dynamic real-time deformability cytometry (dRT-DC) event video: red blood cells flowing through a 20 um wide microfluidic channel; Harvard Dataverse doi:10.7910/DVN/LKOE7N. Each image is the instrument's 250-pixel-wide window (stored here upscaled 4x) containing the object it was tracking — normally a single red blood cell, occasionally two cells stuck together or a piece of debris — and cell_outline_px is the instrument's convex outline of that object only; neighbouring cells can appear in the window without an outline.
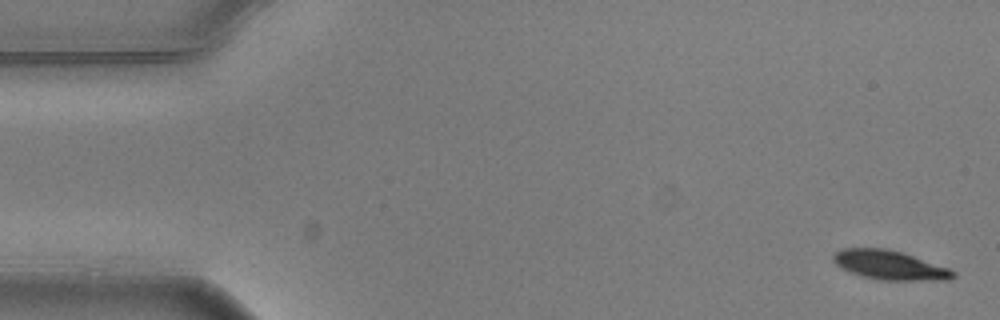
{"species": "common noctule bat (a hibernating species)", "species_latin": "Nyctalus noctula", "temperature_condition": "warm", "stored_images_in_passage": 4, "camera_frame_rate_fps": 3000, "um_per_image_px": 0.085, "animal": {"sex": "male", "body_mass_g": 20.5, "forearm_length_mm": 52.5}, "frame": {"image": 1, "passage_image": 1, "time_ms": 0.0, "image_size_px": [1000, 320], "cell_outline_px": [[956, 276], [952, 280], [880, 280], [864, 276], [840, 268], [832, 260], [832, 256], [836, 252], [844, 248], [888, 248], [904, 252], [948, 268], [956, 272]], "centroid_in_image_um": [75.65, 22.53], "position_along_channel_um": 9.3, "area_um2": 20.46}}
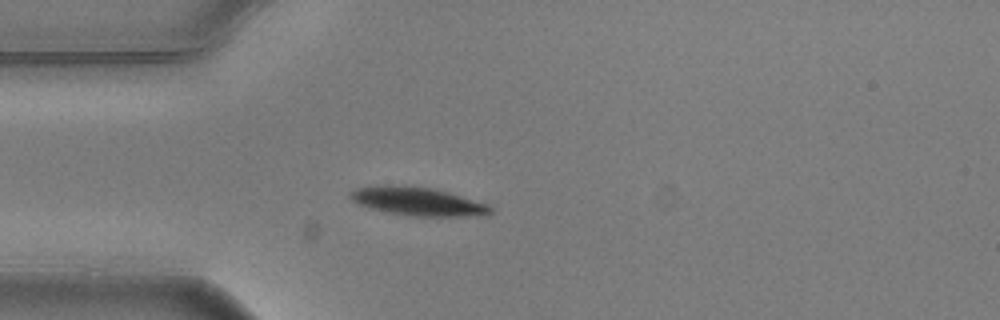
{"frame": {"image": 2, "passage_image": 4, "time_ms": 1.0, "image_size_px": [1000, 320], "cell_outline_px": [[496, 212], [480, 216], [412, 216], [388, 212], [368, 208], [356, 204], [348, 196], [348, 192], [356, 188], [432, 188], [448, 192], [488, 204], [496, 208]], "centroid_in_image_um": [35.63, 17.18], "position_along_channel_um": 49.4, "area_um2": 22.43}}